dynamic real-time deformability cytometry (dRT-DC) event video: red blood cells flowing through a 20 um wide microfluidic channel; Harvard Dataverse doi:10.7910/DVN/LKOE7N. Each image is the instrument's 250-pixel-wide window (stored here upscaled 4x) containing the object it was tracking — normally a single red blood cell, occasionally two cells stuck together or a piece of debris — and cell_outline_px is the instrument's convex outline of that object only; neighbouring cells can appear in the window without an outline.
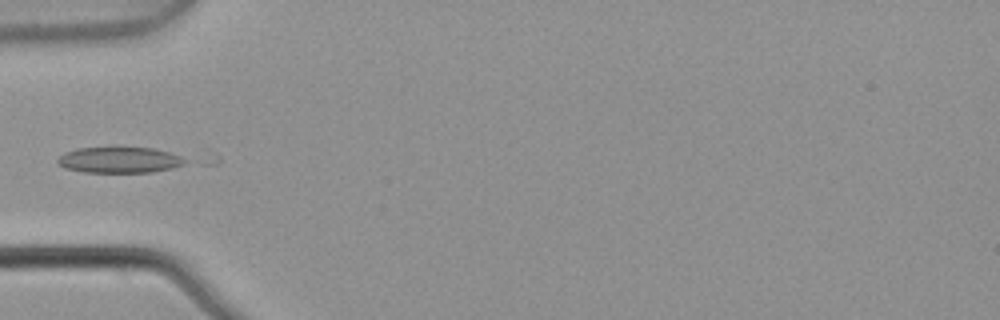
{"species": "common noctule bat (a hibernating species)", "species_latin": "Nyctalus noctula", "temperature_condition": "warm", "stored_images_in_passage": 7, "camera_frame_rate_fps": 3000, "um_per_image_px": 0.085, "animal": {"sex": "male", "body_mass_g": 21.5, "forearm_length_mm": 52.0}, "frame": {"image": 1, "passage_image": 5, "time_ms": 1.333, "image_size_px": [1000, 320], "cell_outline_px": [[188, 160], [184, 164], [172, 168], [152, 172], [84, 172], [64, 168], [56, 164], [56, 160], [64, 152], [76, 148], [112, 144], [152, 148], [168, 152], [180, 156]], "centroid_in_image_um": [10.09, 13.54], "position_along_channel_um": 74.9, "area_um2": 20.29}}